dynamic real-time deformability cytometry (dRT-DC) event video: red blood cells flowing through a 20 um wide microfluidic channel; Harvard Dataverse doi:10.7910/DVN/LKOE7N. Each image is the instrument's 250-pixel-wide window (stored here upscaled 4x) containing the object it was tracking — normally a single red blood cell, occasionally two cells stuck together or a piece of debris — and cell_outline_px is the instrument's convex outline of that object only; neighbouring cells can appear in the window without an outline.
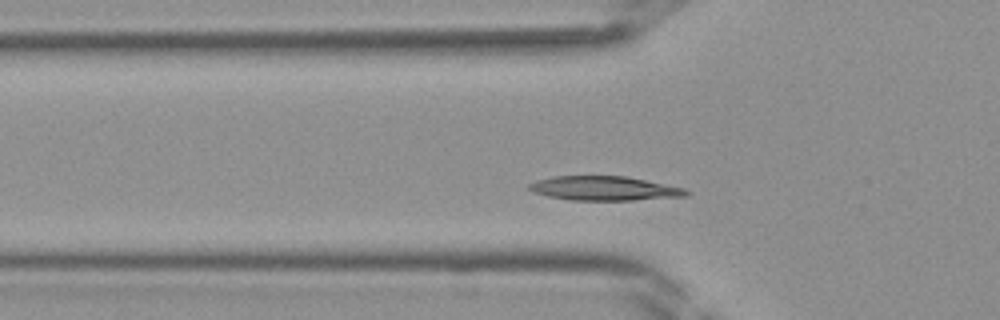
{"species": "Egyptian fruit bat (a non-hibernating species)", "species_latin": "Rousettus aegyptiacus", "temperature_condition": "room temperature", "stored_images_in_passage": 37, "camera_frame_rate_fps": 3000, "um_per_image_px": 0.085, "frame": {"image": 1, "passage_image": 8, "time_ms": 2.333, "image_size_px": [1000, 320], "cell_outline_px": [[688, 196], [632, 200], [568, 200], [548, 196], [532, 192], [528, 188], [528, 184], [536, 180], [552, 176], [628, 176], [684, 188], [688, 192]], "centroid_in_image_um": [51.33, 16.01], "position_along_channel_um": 74.5, "area_um2": 22.25}}
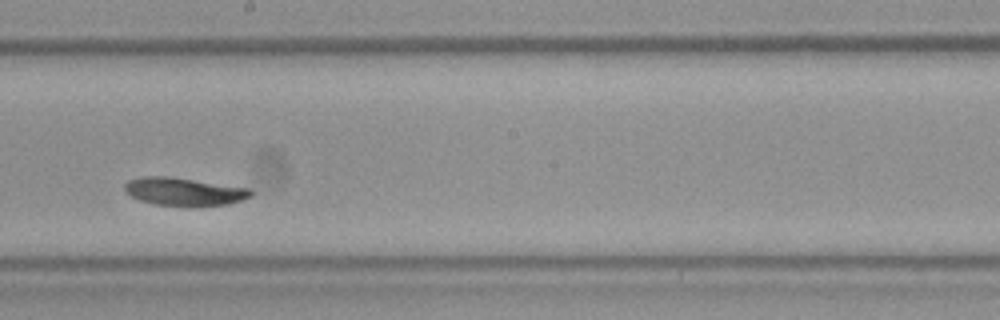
{"frame": {"image": 2, "passage_image": 18, "time_ms": 5.667, "image_size_px": [1000, 320], "cell_outline_px": [[252, 196], [244, 200], [228, 204], [156, 204], [140, 200], [132, 196], [124, 188], [124, 184], [128, 180], [140, 176], [168, 176], [248, 188], [252, 192]], "centroid_in_image_um": [15.62, 16.25], "position_along_channel_um": 232.6, "area_um2": 19.83}}
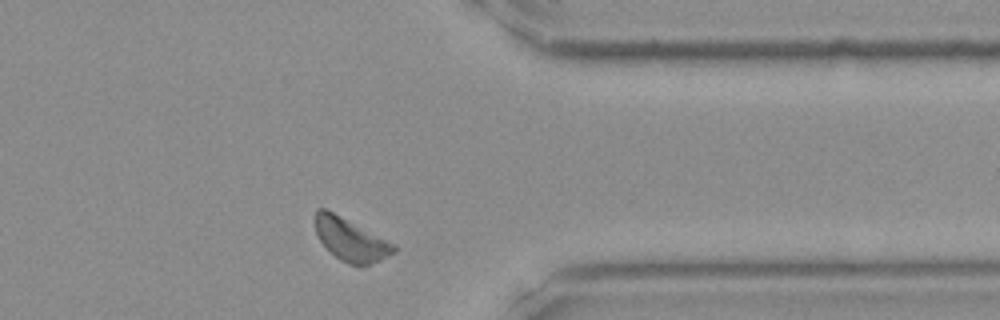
{"frame": {"image": 3, "passage_image": 28, "time_ms": 9.0, "image_size_px": [1000, 320], "cell_outline_px": [[396, 252], [380, 260], [368, 264], [348, 264], [340, 260], [320, 240], [316, 232], [312, 216], [316, 208], [324, 208], [396, 244]], "centroid_in_image_um": [29.78, 20.34], "position_along_channel_um": 381.6, "area_um2": 19.31}}